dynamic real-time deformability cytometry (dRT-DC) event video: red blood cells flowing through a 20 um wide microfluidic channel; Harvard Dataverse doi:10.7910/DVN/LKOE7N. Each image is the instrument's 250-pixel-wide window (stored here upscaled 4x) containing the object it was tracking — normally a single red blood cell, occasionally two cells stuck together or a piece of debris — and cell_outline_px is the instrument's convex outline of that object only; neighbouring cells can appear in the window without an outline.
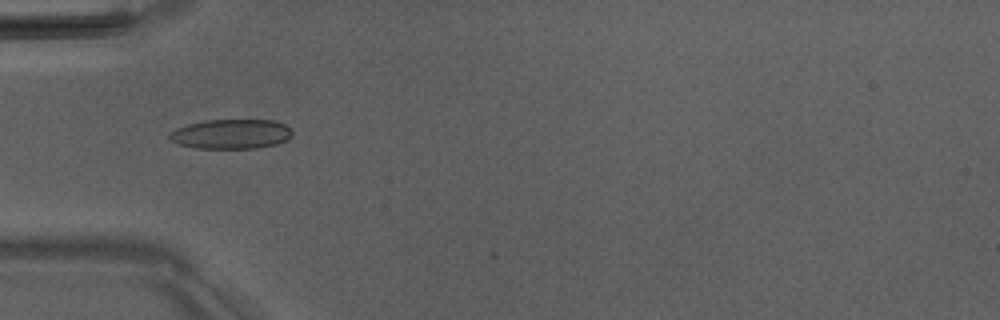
{"species": "Egyptian fruit bat (a non-hibernating species)", "species_latin": "Rousettus aegyptiacus", "temperature_condition": "room temperature", "stored_images_in_passage": 37, "camera_frame_rate_fps": 3000, "um_per_image_px": 0.085, "animal": {"sex": "male"}, "frame": {"image": 1, "passage_image": 2, "time_ms": 0.333, "image_size_px": [1000, 320], "cell_outline_px": [[292, 136], [288, 140], [276, 144], [256, 148], [196, 148], [180, 144], [172, 140], [168, 136], [168, 132], [176, 128], [188, 124], [204, 120], [272, 120], [284, 124], [292, 132]], "centroid_in_image_um": [19.64, 11.39], "position_along_channel_um": 65.4, "area_um2": 21.15}}
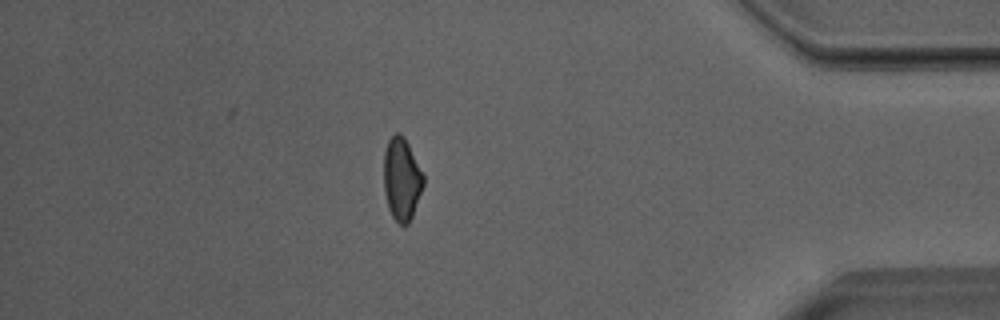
{"frame": {"image": 2, "passage_image": 30, "time_ms": 9.667, "image_size_px": [1000, 320], "cell_outline_px": [[424, 184], [412, 216], [408, 224], [400, 224], [392, 216], [388, 208], [384, 192], [384, 152], [388, 140], [396, 132], [400, 132], [404, 136], [424, 176]], "centroid_in_image_um": [34.13, 15.21], "position_along_channel_um": 401.1, "area_um2": 18.96}}
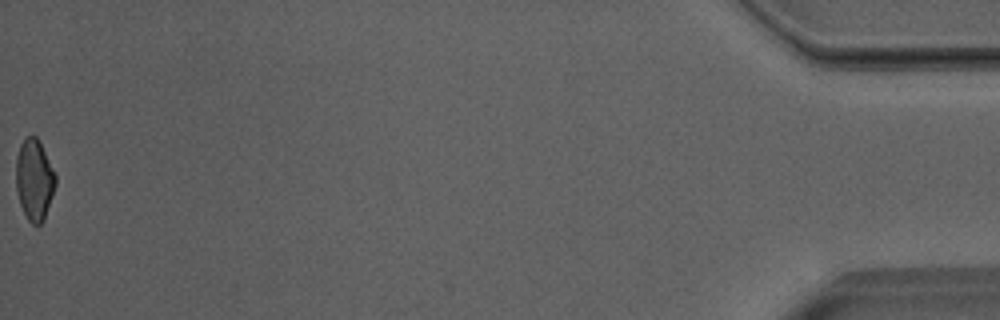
{"frame": {"image": 3, "passage_image": 37, "time_ms": 12.0, "image_size_px": [1000, 320], "cell_outline_px": [[56, 184], [44, 220], [40, 224], [32, 224], [28, 220], [20, 204], [16, 188], [16, 156], [20, 144], [24, 136], [36, 136], [40, 140], [56, 176]], "centroid_in_image_um": [2.91, 15.24], "position_along_channel_um": 432.3, "area_um2": 18.79}, "authors_computed_cell_mechanics": {"area_um2": 19.1896, "velocity_mm_per_s": 4.0174, "shape_relaxation_time_tau1_ms": 7.2422, "shape_relaxation_time_tau2_ms": 2.754, "deformation_change_tau1": 0.1639, "deformation_change_tau2": 0.0956}}